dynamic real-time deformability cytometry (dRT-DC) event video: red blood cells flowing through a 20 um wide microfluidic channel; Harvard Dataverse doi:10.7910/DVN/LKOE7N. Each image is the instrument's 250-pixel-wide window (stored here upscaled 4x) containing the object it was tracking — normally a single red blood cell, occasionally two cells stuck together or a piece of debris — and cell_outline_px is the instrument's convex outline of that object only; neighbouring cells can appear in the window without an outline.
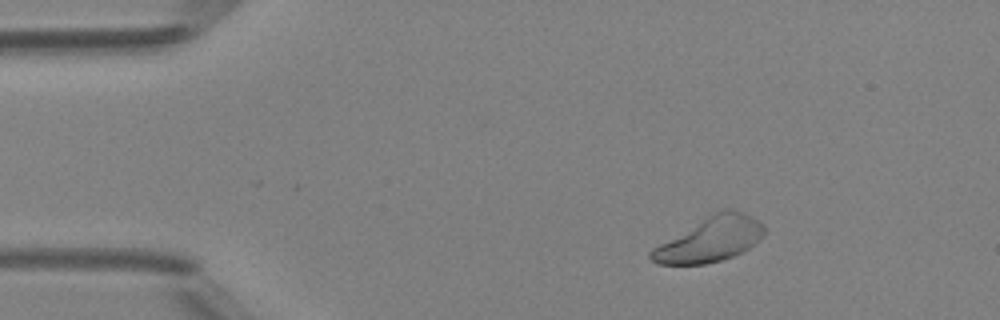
{"species": "Egyptian fruit bat (a non-hibernating species)", "species_latin": "Rousettus aegyptiacus", "temperature_condition": "room temperature", "stored_images_in_passage": 14, "camera_frame_rate_fps": 3000, "um_per_image_px": 0.085, "animal": {"sex": "female"}, "frame": {"image": 1, "passage_image": 7, "time_ms": 2.0, "image_size_px": [1000, 320], "cell_outline_px": [[764, 236], [748, 248], [732, 256], [720, 260], [704, 264], [660, 264], [652, 260], [648, 256], [648, 252], [652, 248], [720, 208], [728, 208], [744, 212], [752, 216], [764, 224]], "centroid_in_image_um": [60.37, 20.32], "position_along_channel_um": 24.6, "area_um2": 29.3}}